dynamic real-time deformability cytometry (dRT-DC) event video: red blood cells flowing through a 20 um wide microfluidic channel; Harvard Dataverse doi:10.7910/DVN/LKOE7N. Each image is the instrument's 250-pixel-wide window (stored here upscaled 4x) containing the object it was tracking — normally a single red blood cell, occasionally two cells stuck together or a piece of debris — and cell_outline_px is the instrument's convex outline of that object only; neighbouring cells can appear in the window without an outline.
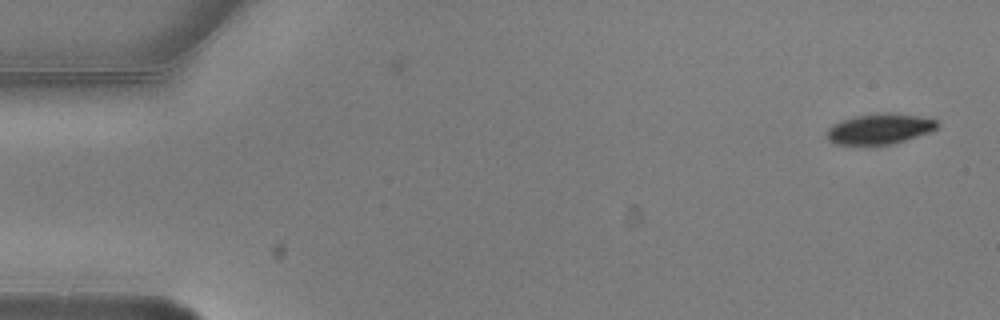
{"species": "common noctule bat (a hibernating species)", "species_latin": "Nyctalus noctula", "temperature_condition": "warm", "stored_images_in_passage": 5, "camera_frame_rate_fps": 3000, "um_per_image_px": 0.085, "animal": {"sex": "male", "body_mass_g": 20.5, "forearm_length_mm": 52.5}, "frame": {"image": 1, "passage_image": 1, "time_ms": 0.0, "image_size_px": [1000, 320], "cell_outline_px": [[940, 124], [936, 128], [928, 132], [892, 144], [836, 144], [828, 140], [828, 128], [832, 124], [840, 120], [856, 116], [876, 112], [900, 112], [936, 120]], "centroid_in_image_um": [74.76, 10.92], "position_along_channel_um": 10.2, "area_um2": 19.59}}